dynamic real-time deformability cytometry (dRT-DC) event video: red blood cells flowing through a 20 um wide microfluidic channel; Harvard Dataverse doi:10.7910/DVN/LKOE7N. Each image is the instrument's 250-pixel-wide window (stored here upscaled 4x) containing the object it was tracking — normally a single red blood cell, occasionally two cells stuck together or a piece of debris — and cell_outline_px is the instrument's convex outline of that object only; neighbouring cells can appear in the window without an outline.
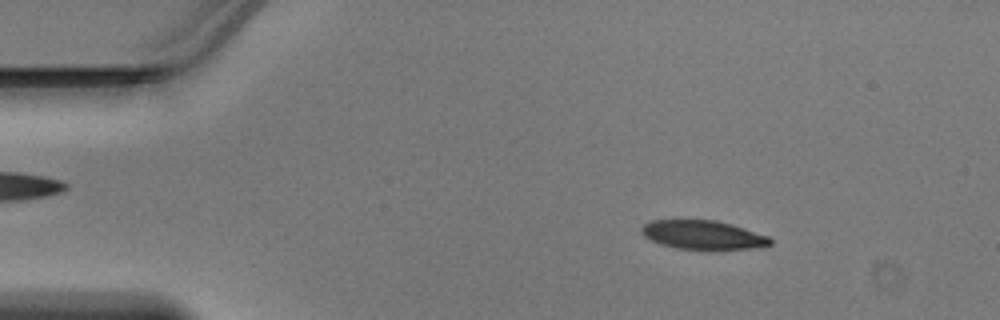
{"species": "Egyptian fruit bat (a non-hibernating species)", "species_latin": "Rousettus aegyptiacus", "temperature_condition": "warm", "stored_images_in_passage": 47, "camera_frame_rate_fps": 3000, "um_per_image_px": 0.085, "animal": {"sex": "male"}, "frame": {"image": 1, "passage_image": 7, "time_ms": 2.0, "image_size_px": [1000, 320], "cell_outline_px": [[772, 244], [760, 248], [676, 248], [652, 240], [644, 236], [640, 232], [640, 228], [644, 224], [652, 220], [716, 220], [732, 224], [768, 236], [772, 240]], "centroid_in_image_um": [59.76, 19.94], "position_along_channel_um": 25.2, "area_um2": 21.21}}
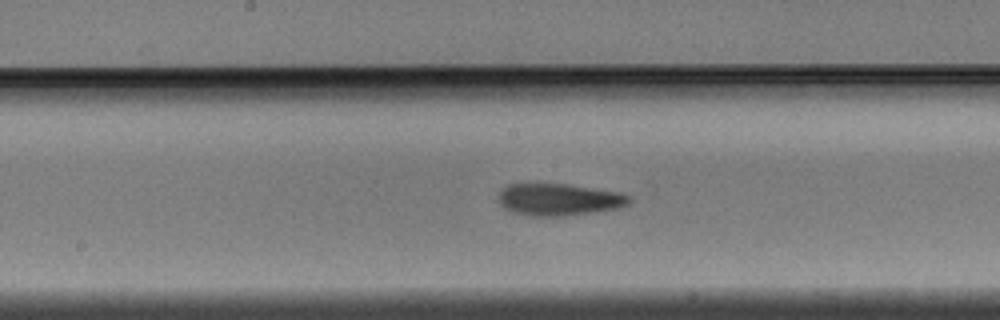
{"frame": {"image": 2, "passage_image": 24, "time_ms": 7.667, "image_size_px": [1000, 320], "cell_outline_px": [[632, 200], [628, 204], [620, 208], [568, 216], [532, 216], [512, 212], [504, 208], [500, 204], [500, 188], [508, 184], [568, 184], [620, 192], [632, 196]], "centroid_in_image_um": [47.55, 16.96], "position_along_channel_um": 200.7, "area_um2": 24.62}}
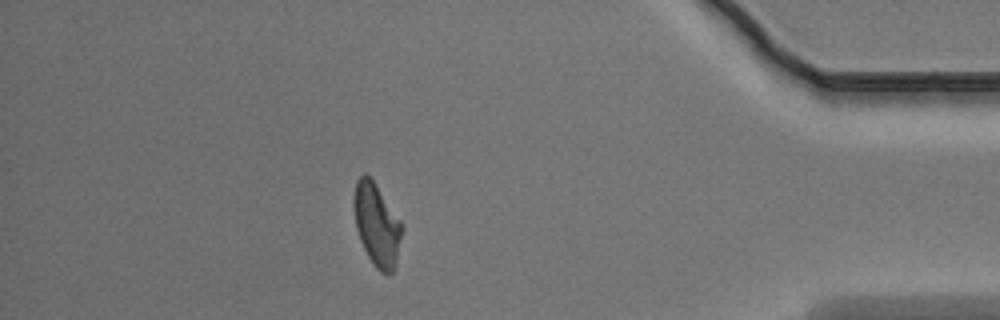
{"frame": {"image": 3, "passage_image": 41, "time_ms": 13.333, "image_size_px": [1000, 320], "cell_outline_px": [[400, 236], [396, 264], [392, 272], [380, 272], [372, 264], [360, 240], [356, 228], [352, 204], [352, 200], [356, 180], [364, 172], [372, 180], [400, 220]], "centroid_in_image_um": [31.96, 19.08], "position_along_channel_um": 403.2, "area_um2": 22.6}}